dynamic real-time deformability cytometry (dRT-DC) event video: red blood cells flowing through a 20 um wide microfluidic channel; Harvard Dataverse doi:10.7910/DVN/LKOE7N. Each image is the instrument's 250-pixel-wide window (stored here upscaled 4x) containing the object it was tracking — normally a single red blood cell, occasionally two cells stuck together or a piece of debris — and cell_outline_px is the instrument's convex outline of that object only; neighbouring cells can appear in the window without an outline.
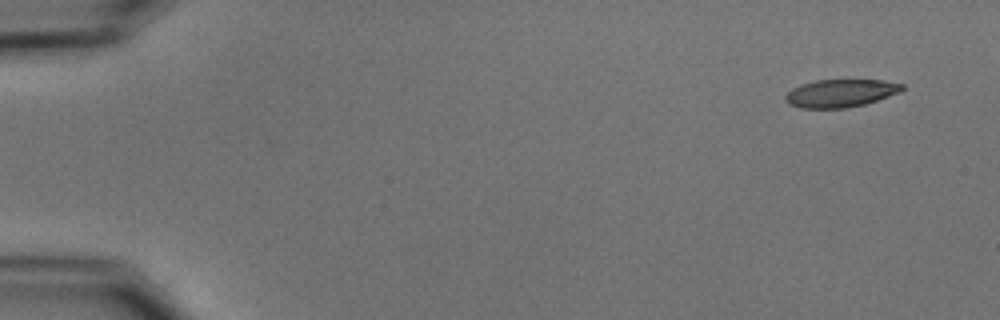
{"species": "common noctule bat (a hibernating species)", "species_latin": "Nyctalus noctula", "temperature_condition": "cold", "stored_images_in_passage": 2, "camera_frame_rate_fps": 3000, "um_per_image_px": 0.085, "animal": {"sex": "male", "body_mass_g": 15.6}, "frame": {"image": 1, "passage_image": 1, "time_ms": 0.0, "image_size_px": [1000, 320], "cell_outline_px": [[904, 88], [900, 92], [864, 104], [844, 108], [800, 108], [788, 104], [784, 100], [784, 96], [792, 88], [800, 84], [816, 80], [884, 80], [904, 84]], "centroid_in_image_um": [71.41, 7.92], "position_along_channel_um": 13.6, "area_um2": 18.96}}